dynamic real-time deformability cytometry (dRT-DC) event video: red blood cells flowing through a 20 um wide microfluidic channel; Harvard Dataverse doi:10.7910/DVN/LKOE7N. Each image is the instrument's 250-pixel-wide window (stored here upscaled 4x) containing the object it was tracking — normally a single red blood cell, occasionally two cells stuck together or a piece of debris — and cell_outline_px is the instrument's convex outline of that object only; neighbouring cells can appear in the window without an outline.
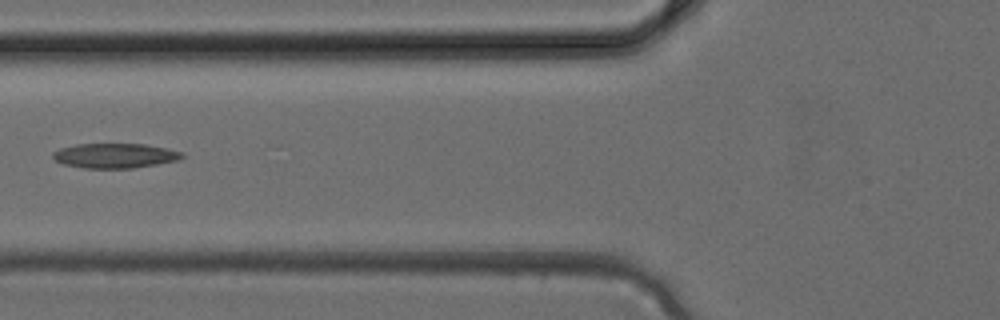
{"species": "common noctule bat (a hibernating species)", "species_latin": "Nyctalus noctula", "temperature_condition": "cold", "stored_images_in_passage": 4, "camera_frame_rate_fps": 3000, "um_per_image_px": 0.085, "animal": {"sex": "female", "body_mass_g": 24.6, "forearm_length_mm": 56.2}, "frame": {"image": 1, "passage_image": 4, "time_ms": 1.0, "image_size_px": [1000, 320], "cell_outline_px": [[184, 156], [180, 160], [132, 168], [84, 168], [64, 164], [56, 160], [52, 156], [52, 152], [60, 148], [76, 144], [144, 144], [168, 148], [184, 152]], "centroid_in_image_um": [9.8, 13.22], "position_along_channel_um": 116.0, "area_um2": 18.67}}